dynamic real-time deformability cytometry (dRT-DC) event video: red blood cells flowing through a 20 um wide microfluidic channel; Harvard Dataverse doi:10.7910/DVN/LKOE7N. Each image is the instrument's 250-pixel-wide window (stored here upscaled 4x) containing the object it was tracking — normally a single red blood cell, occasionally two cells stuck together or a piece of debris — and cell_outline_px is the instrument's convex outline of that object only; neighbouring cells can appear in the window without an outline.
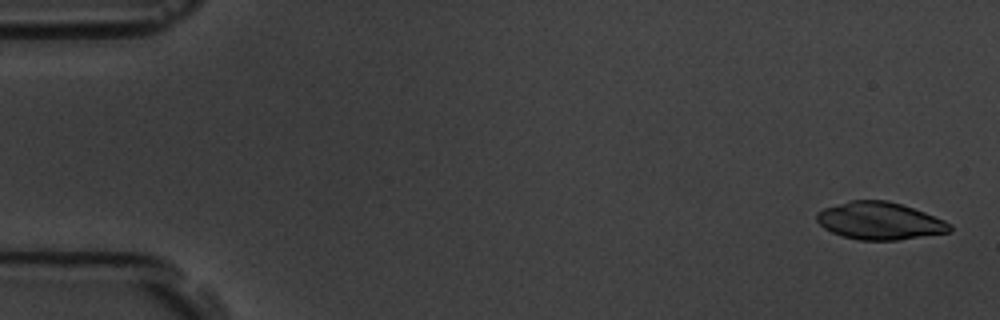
{"species": "common noctule bat (a hibernating species)", "species_latin": "Nyctalus noctula", "temperature_condition": "room temperature", "stored_images_in_passage": 5, "camera_frame_rate_fps": 3000, "um_per_image_px": 0.085, "animal": {"sex": "male", "body_mass_g": 19.5, "forearm_length_mm": 54.6}, "frame": {"image": 1, "passage_image": 1, "time_ms": 0.0, "image_size_px": [1000, 320], "cell_outline_px": [[952, 232], [896, 240], [860, 240], [844, 236], [832, 232], [824, 228], [816, 220], [816, 212], [824, 208], [852, 200], [888, 200], [924, 212], [944, 220], [952, 224]], "centroid_in_image_um": [74.79, 18.78], "position_along_channel_um": 10.2, "area_um2": 28.9}}